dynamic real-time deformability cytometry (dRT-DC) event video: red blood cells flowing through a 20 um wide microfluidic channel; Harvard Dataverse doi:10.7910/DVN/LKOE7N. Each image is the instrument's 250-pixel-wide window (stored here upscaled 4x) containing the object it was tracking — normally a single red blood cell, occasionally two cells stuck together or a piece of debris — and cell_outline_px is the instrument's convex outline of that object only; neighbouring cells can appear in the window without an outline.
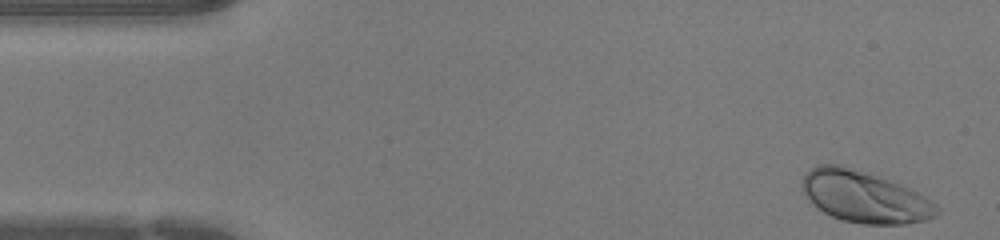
{"species": "human", "species_latin": "Homo sapiens", "temperature_condition": "warm", "stored_images_in_passage": 43, "camera_frame_rate_fps": 3000, "um_per_image_px": 0.085, "donor": {"sex": "female"}, "frame": {"image": 1, "passage_image": 1, "time_ms": 0.0, "image_size_px": [1000, 240], "cell_outline_px": [[940, 212], [936, 216], [924, 220], [904, 224], [864, 224], [840, 220], [816, 208], [804, 196], [800, 184], [804, 176], [816, 164], [844, 164], [912, 188], [932, 200], [940, 208]], "centroid_in_image_um": [73.48, 16.72], "position_along_channel_um": 11.5, "area_um2": 41.1}}
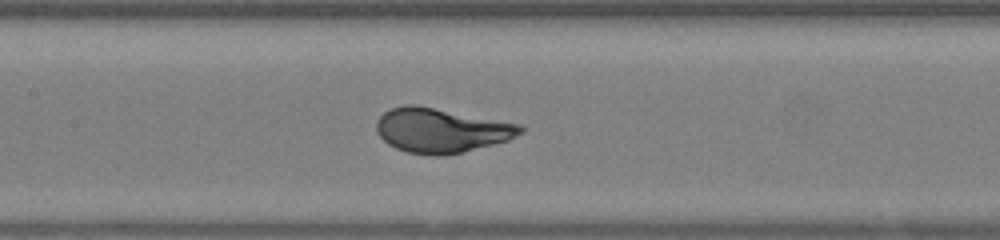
{"frame": {"image": 2, "passage_image": 19, "time_ms": 6.0, "image_size_px": [1000, 240], "cell_outline_px": [[524, 132], [508, 140], [444, 156], [436, 156], [408, 152], [396, 148], [388, 144], [376, 132], [376, 120], [384, 112], [392, 108], [404, 104], [416, 104], [520, 124], [524, 128]], "centroid_in_image_um": [37.47, 11.07], "position_along_channel_um": 169.9, "area_um2": 37.17}}
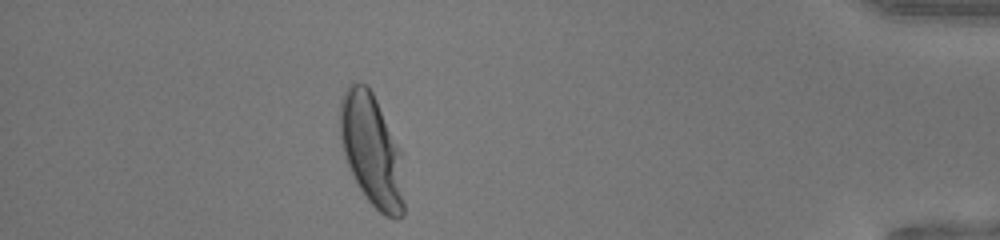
{"frame": {"image": 3, "passage_image": 38, "time_ms": 12.333, "image_size_px": [1000, 240], "cell_outline_px": [[404, 216], [396, 220], [384, 216], [364, 196], [352, 176], [344, 156], [340, 136], [340, 100], [348, 84], [352, 80], [368, 84], [400, 148], [404, 204]], "centroid_in_image_um": [31.58, 12.77], "position_along_channel_um": 403.6, "area_um2": 42.14}}